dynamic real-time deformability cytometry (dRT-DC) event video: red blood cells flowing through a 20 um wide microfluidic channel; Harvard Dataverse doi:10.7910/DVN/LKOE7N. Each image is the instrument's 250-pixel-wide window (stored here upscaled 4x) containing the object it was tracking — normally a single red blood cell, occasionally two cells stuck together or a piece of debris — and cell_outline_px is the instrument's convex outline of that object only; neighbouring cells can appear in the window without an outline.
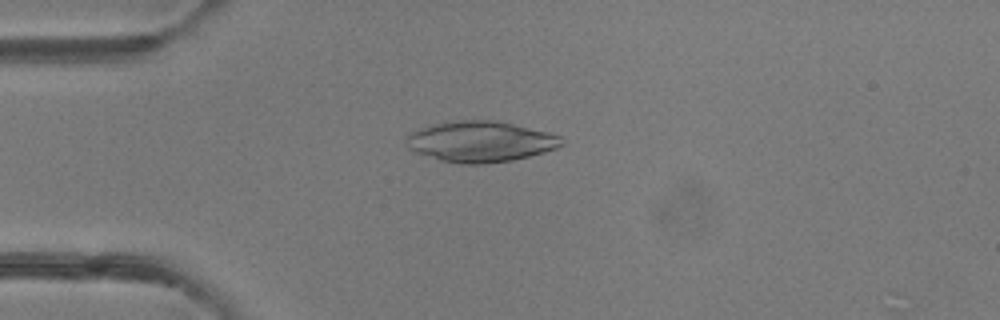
{"species": "common noctule bat (a hibernating species)", "species_latin": "Nyctalus noctula", "temperature_condition": "room temperature", "stored_images_in_passage": 46, "camera_frame_rate_fps": 3000, "um_per_image_px": 0.085, "animal": {"sex": "female"}, "frame": {"image": 1, "passage_image": 10, "time_ms": 3.0, "image_size_px": [1000, 320], "cell_outline_px": [[564, 144], [556, 148], [544, 152], [512, 160], [484, 164], [460, 164], [440, 160], [416, 152], [408, 148], [408, 132], [432, 124], [460, 120], [492, 120], [512, 124], [548, 132], [560, 136]], "centroid_in_image_um": [40.83, 12.04], "position_along_channel_um": 44.2, "area_um2": 36.65}}
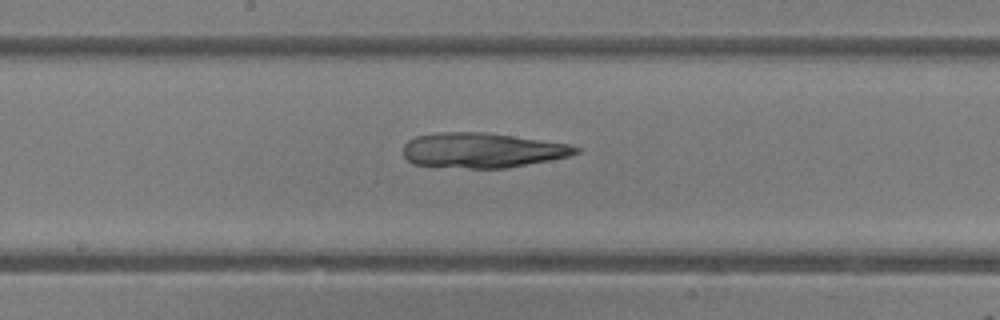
{"frame": {"image": 2, "passage_image": 23, "time_ms": 7.333, "image_size_px": [1000, 320], "cell_outline_px": [[580, 152], [568, 156], [508, 168], [468, 168], [412, 164], [404, 156], [404, 144], [408, 140], [416, 136], [436, 132], [484, 132], [568, 144], [580, 148]], "centroid_in_image_um": [40.95, 12.77], "position_along_channel_um": 207.3, "area_um2": 34.91}}
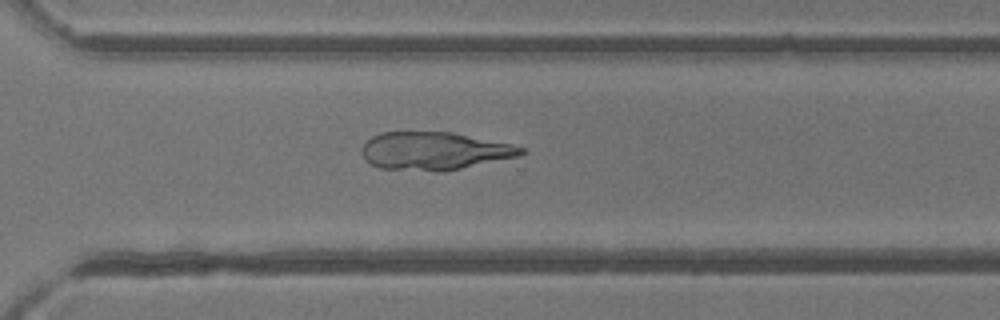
{"frame": {"image": 3, "passage_image": 32, "time_ms": 10.333, "image_size_px": [1000, 320], "cell_outline_px": [[528, 152], [520, 156], [440, 172], [436, 172], [380, 168], [372, 164], [364, 156], [364, 144], [372, 136], [380, 132], [452, 132], [512, 144], [528, 148]], "centroid_in_image_um": [36.99, 12.83], "position_along_channel_um": 333.6, "area_um2": 35.08}}